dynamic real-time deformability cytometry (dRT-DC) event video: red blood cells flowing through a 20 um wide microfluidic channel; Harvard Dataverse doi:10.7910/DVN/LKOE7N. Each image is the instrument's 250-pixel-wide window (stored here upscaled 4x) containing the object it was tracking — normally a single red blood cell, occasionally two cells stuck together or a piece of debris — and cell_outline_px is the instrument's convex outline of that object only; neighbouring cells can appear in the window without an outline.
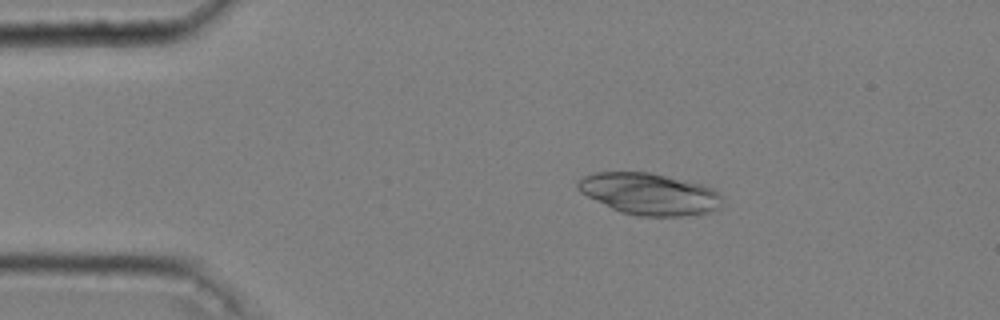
{"species": "common noctule bat (a hibernating species)", "species_latin": "Nyctalus noctula", "temperature_condition": "cold", "stored_images_in_passage": 54, "camera_frame_rate_fps": 3000, "um_per_image_px": 0.085, "animal": {"sex": "male", "body_mass_g": 20.4}, "frame": {"image": 1, "passage_image": 10, "time_ms": 3.0, "image_size_px": [1000, 320], "cell_outline_px": [[724, 200], [720, 208], [712, 212], [680, 216], [640, 216], [620, 212], [580, 192], [576, 188], [576, 180], [584, 176], [596, 172], [648, 172], [700, 184], [712, 188], [724, 196]], "centroid_in_image_um": [55.21, 16.49], "position_along_channel_um": 29.8, "area_um2": 35.08}}